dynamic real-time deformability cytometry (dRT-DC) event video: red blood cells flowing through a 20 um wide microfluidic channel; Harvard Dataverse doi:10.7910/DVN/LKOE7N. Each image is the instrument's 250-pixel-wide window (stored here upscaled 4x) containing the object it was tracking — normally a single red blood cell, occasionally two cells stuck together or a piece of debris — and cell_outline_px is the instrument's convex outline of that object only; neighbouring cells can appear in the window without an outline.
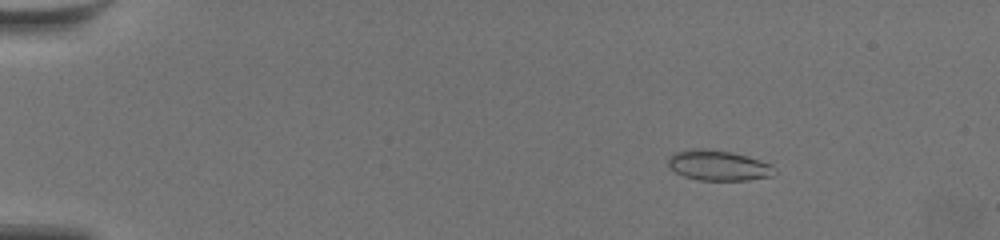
{"species": "common noctule bat (a hibernating species)", "species_latin": "Nyctalus noctula", "temperature_condition": "warm", "stored_images_in_passage": 60, "camera_frame_rate_fps": 3000, "um_per_image_px": 0.085, "animal": {"sex": "female", "body_mass_g": 19.5, "forearm_length_mm": 54.1}, "frame": {"image": 1, "passage_image": 10, "time_ms": 3.0, "image_size_px": [1000, 240], "cell_outline_px": [[776, 172], [772, 176], [748, 180], [700, 180], [684, 176], [668, 168], [668, 156], [676, 152], [700, 148], [704, 148], [732, 152], [772, 164], [776, 168]], "centroid_in_image_um": [61.07, 14.07], "position_along_channel_um": 23.9, "area_um2": 18.79}}
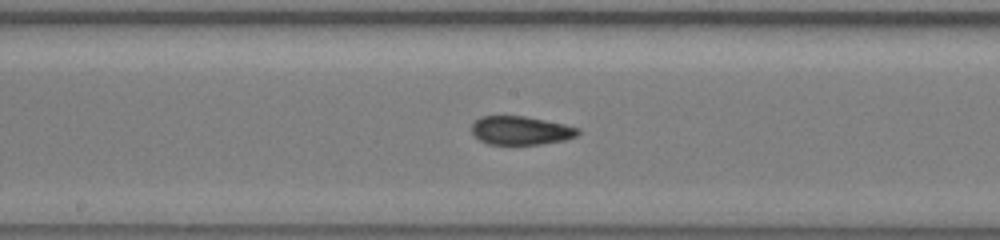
{"frame": {"image": 2, "passage_image": 34, "time_ms": 11.0, "image_size_px": [1000, 240], "cell_outline_px": [[580, 132], [576, 136], [564, 140], [540, 144], [488, 144], [480, 140], [472, 132], [472, 124], [480, 116], [524, 116], [564, 124], [580, 128]], "centroid_in_image_um": [44.27, 11.09], "position_along_channel_um": 203.9, "area_um2": 17.57}}
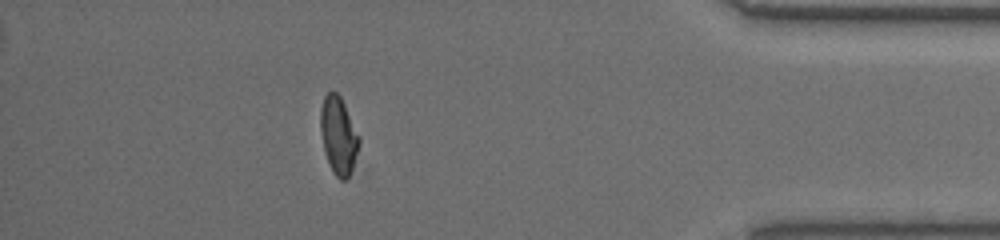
{"frame": {"image": 3, "passage_image": 54, "time_ms": 17.667, "image_size_px": [1000, 240], "cell_outline_px": [[360, 144], [352, 168], [348, 176], [344, 180], [340, 180], [332, 172], [324, 148], [320, 132], [320, 108], [324, 96], [328, 92], [336, 92], [340, 96], [360, 136]], "centroid_in_image_um": [28.77, 11.5], "position_along_channel_um": 406.4, "area_um2": 17.34}, "authors_computed_cell_mechanics": {"area_um2": 17.8602, "velocity_mm_per_s": 3.5933, "shape_relaxation_time_tau1_ms": null, "shape_relaxation_time_tau2_ms": 2.0798, "deformation_change_tau1": null, "deformation_change_tau2": 0.0699}}